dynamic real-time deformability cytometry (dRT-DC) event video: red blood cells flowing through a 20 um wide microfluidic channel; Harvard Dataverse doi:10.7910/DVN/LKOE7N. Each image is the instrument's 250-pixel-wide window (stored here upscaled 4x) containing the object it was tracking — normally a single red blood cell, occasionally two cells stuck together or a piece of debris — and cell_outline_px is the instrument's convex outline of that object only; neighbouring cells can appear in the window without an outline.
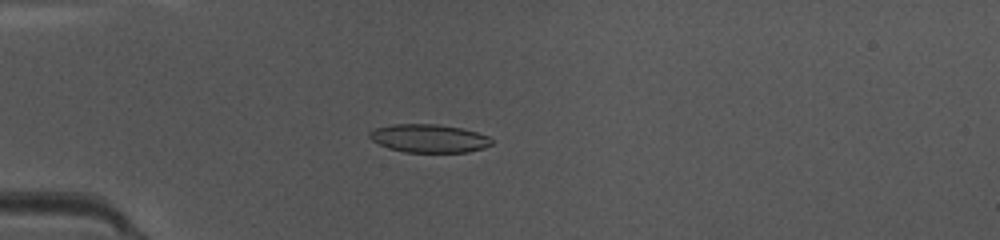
{"species": "common noctule bat (a hibernating species)", "species_latin": "Nyctalus noctula", "temperature_condition": "warm", "stored_images_in_passage": 48, "camera_frame_rate_fps": 3000, "um_per_image_px": 0.085, "animal": {"sex": "female", "body_mass_g": 10.0, "forearm_length_mm": 53.1}, "frame": {"image": 1, "passage_image": 14, "time_ms": 4.333, "image_size_px": [1000, 240], "cell_outline_px": [[492, 144], [484, 148], [468, 152], [404, 152], [388, 148], [372, 140], [368, 136], [368, 132], [376, 128], [392, 124], [440, 124], [460, 128], [476, 132], [488, 136], [492, 140]], "centroid_in_image_um": [36.45, 11.76], "position_along_channel_um": 48.5, "area_um2": 20.11}}
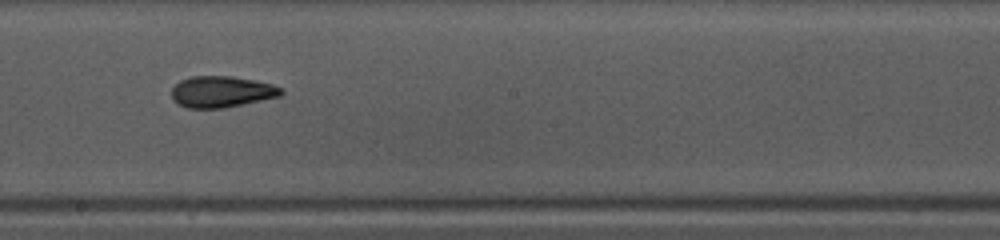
{"frame": {"image": 2, "passage_image": 28, "time_ms": 9.0, "image_size_px": [1000, 240], "cell_outline_px": [[284, 92], [280, 96], [224, 108], [188, 108], [172, 100], [172, 88], [180, 80], [192, 76], [232, 76], [256, 80], [272, 84], [284, 88]], "centroid_in_image_um": [18.86, 7.79], "position_along_channel_um": 229.3, "area_um2": 20.06}}
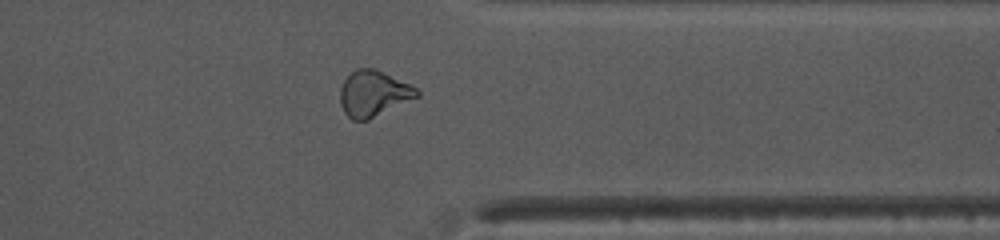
{"frame": {"image": 3, "passage_image": 39, "time_ms": 12.667, "image_size_px": [1000, 240], "cell_outline_px": [[420, 96], [368, 120], [352, 120], [344, 112], [340, 104], [340, 88], [344, 80], [356, 68], [376, 68], [416, 88], [420, 92]], "centroid_in_image_um": [31.73, 7.96], "position_along_channel_um": 379.7, "area_um2": 20.46}, "authors_computed_cell_mechanics": {"area_um2": 20.1433, "velocity_mm_per_s": 4.1764, "shape_relaxation_time_tau1_ms": null, "shape_relaxation_time_tau2_ms": 2.2326, "deformation_change_tau1": null, "deformation_change_tau2": 0.0868}}